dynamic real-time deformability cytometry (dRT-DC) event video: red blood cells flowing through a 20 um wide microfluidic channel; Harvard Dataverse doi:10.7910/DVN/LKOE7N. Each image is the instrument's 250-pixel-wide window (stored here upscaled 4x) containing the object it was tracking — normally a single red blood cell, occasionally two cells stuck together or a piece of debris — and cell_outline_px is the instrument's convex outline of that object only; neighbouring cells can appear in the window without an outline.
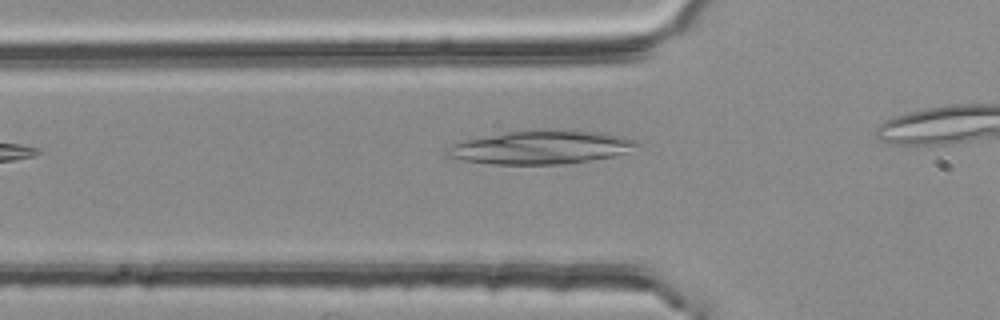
{"species": "common noctule bat (a hibernating species)", "species_latin": "Nyctalus noctula", "temperature_condition": "room temperature", "stored_images_in_passage": 11, "camera_frame_rate_fps": 3000, "um_per_image_px": 0.085, "animal": {"sex": "female", "body_mass_g": 25.1}, "frame": {"image": 1, "passage_image": 2, "time_ms": 0.333, "image_size_px": [1000, 320], "cell_outline_px": [[640, 144], [628, 152], [616, 156], [564, 164], [492, 164], [464, 160], [444, 156], [444, 148], [452, 144], [464, 140], [508, 132], [544, 128], [564, 128], [604, 132], [624, 136], [636, 140]], "centroid_in_image_um": [46.02, 12.49], "position_along_channel_um": 79.8, "area_um2": 37.92}}
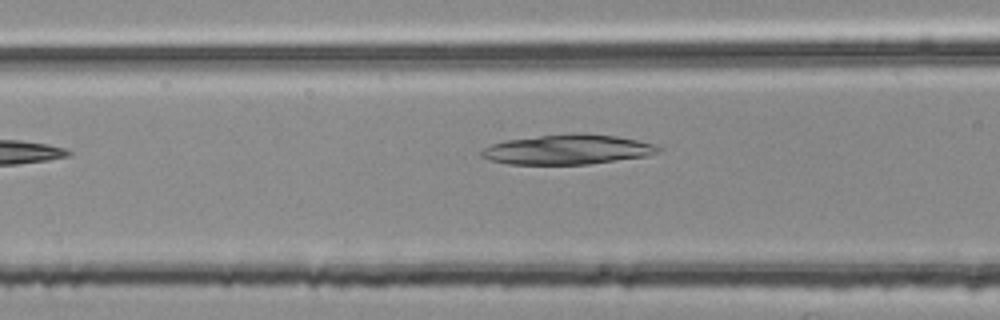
{"frame": {"image": 2, "passage_image": 5, "time_ms": 1.333, "image_size_px": [1000, 320], "cell_outline_px": [[660, 152], [648, 156], [588, 164], [508, 164], [492, 160], [480, 156], [480, 152], [484, 148], [492, 144], [504, 140], [572, 132], [584, 132], [616, 136], [636, 140], [652, 144], [660, 148]], "centroid_in_image_um": [48.24, 12.7], "position_along_channel_um": 118.4, "area_um2": 30.81}}
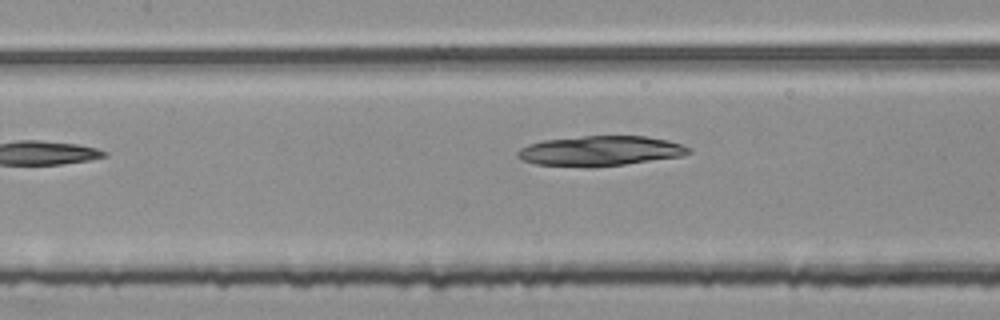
{"frame": {"image": 3, "passage_image": 8, "time_ms": 2.333, "image_size_px": [1000, 320], "cell_outline_px": [[692, 152], [684, 156], [624, 164], [536, 164], [524, 160], [516, 156], [516, 152], [520, 148], [528, 144], [544, 140], [584, 136], [648, 136], [668, 140], [692, 148]], "centroid_in_image_um": [51.11, 12.78], "position_along_channel_um": 156.3, "area_um2": 28.84}}